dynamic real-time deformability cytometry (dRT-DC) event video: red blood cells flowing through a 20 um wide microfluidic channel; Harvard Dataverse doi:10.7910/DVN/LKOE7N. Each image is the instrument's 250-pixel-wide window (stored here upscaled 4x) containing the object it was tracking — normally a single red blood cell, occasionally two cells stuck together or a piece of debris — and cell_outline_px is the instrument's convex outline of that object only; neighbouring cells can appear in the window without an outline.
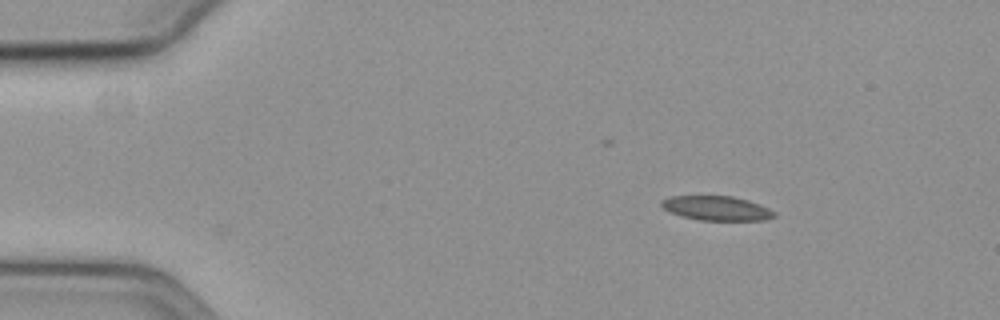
{"species": "common noctule bat (a hibernating species)", "species_latin": "Nyctalus noctula", "temperature_condition": "cold", "stored_images_in_passage": 5, "camera_frame_rate_fps": 3000, "um_per_image_px": 0.085, "animal": {"sex": "female", "body_mass_g": 19.3, "forearm_length_mm": 54.1}, "frame": {"image": 1, "passage_image": 1, "time_ms": 0.0, "image_size_px": [1000, 320], "cell_outline_px": [[776, 216], [764, 220], [700, 220], [684, 216], [672, 212], [664, 208], [660, 204], [660, 200], [668, 196], [732, 196], [748, 200], [760, 204], [776, 212]], "centroid_in_image_um": [60.93, 17.69], "position_along_channel_um": 24.1, "area_um2": 15.95}}